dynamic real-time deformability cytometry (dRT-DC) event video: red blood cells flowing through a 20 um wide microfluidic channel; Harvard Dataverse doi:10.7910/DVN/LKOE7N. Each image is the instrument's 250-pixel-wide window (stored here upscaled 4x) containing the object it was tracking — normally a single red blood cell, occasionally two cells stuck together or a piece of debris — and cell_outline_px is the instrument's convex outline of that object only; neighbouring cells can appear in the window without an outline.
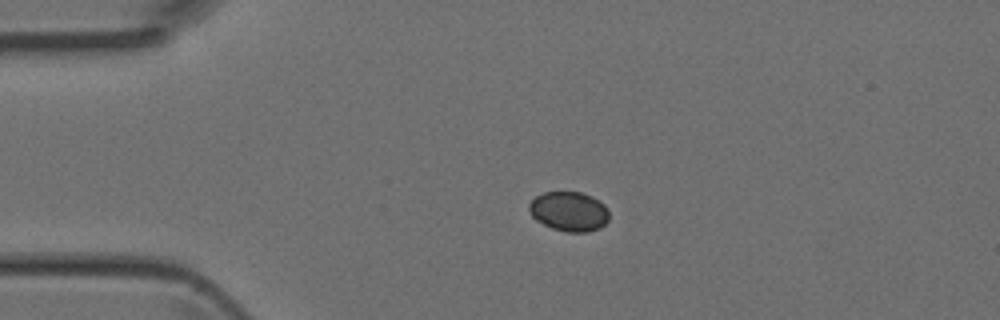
{"species": "Egyptian fruit bat (a non-hibernating species)", "species_latin": "Rousettus aegyptiacus", "temperature_condition": "room temperature", "stored_images_in_passage": 5, "camera_frame_rate_fps": 3000, "um_per_image_px": 0.085, "animal": {"sex": "female"}, "frame": {"image": 1, "passage_image": 3, "time_ms": 0.667, "image_size_px": [1000, 320], "cell_outline_px": [[608, 220], [600, 228], [588, 232], [568, 232], [552, 228], [536, 220], [532, 216], [528, 208], [528, 204], [536, 196], [544, 192], [580, 192], [592, 196], [604, 204], [608, 208]], "centroid_in_image_um": [48.37, 17.97], "position_along_channel_um": 36.6, "area_um2": 18.5}}
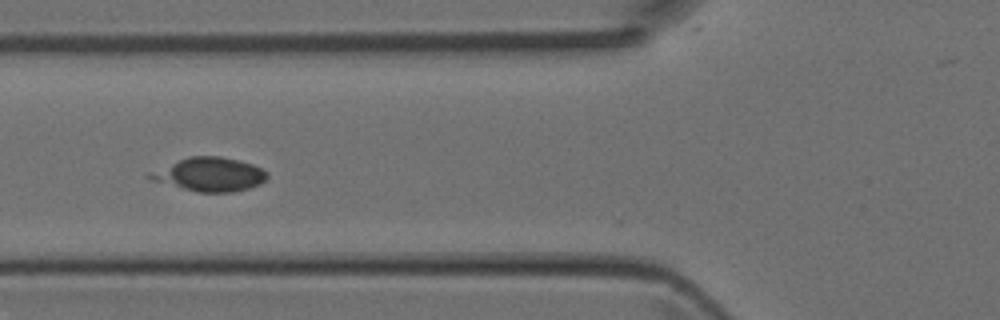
{"frame": {"image": 2, "passage_image": 5, "time_ms": 1.333, "image_size_px": [1000, 320], "cell_outline_px": [[268, 176], [260, 184], [248, 188], [232, 192], [200, 192], [148, 180], [144, 176], [148, 172], [188, 156], [220, 156], [252, 164], [268, 172]], "centroid_in_image_um": [17.76, 14.82], "position_along_channel_um": 108.0, "area_um2": 23.0}}